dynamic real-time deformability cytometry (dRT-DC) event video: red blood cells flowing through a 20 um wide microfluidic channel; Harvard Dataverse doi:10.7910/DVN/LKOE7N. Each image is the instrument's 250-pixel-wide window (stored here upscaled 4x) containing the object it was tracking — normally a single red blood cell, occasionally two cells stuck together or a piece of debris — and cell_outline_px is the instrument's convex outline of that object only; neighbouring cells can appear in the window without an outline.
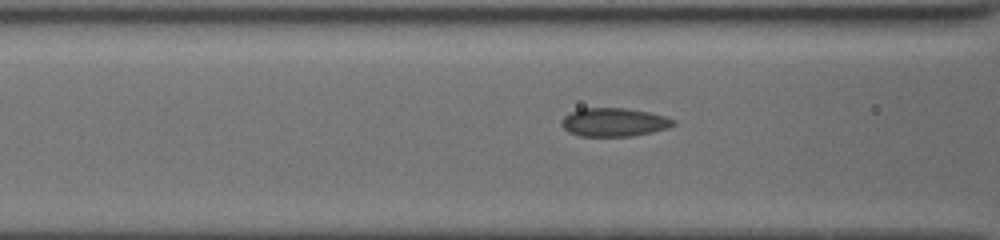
{"species": "common noctule bat (a hibernating species)", "species_latin": "Nyctalus noctula", "temperature_condition": "cold", "stored_images_in_passage": 24, "camera_frame_rate_fps": 3000, "um_per_image_px": 0.085, "animal": {"sex": "female", "body_mass_g": 19.5, "forearm_length_mm": 54.1}, "frame": {"image": 1, "passage_image": 21, "time_ms": 6.667, "image_size_px": [1000, 240], "cell_outline_px": [[676, 124], [668, 128], [652, 132], [632, 136], [580, 136], [568, 132], [560, 124], [560, 120], [564, 116], [580, 108], [628, 108], [648, 112], [664, 116], [676, 120]], "centroid_in_image_um": [52.18, 10.39], "position_along_channel_um": 114.4, "area_um2": 18.67}}